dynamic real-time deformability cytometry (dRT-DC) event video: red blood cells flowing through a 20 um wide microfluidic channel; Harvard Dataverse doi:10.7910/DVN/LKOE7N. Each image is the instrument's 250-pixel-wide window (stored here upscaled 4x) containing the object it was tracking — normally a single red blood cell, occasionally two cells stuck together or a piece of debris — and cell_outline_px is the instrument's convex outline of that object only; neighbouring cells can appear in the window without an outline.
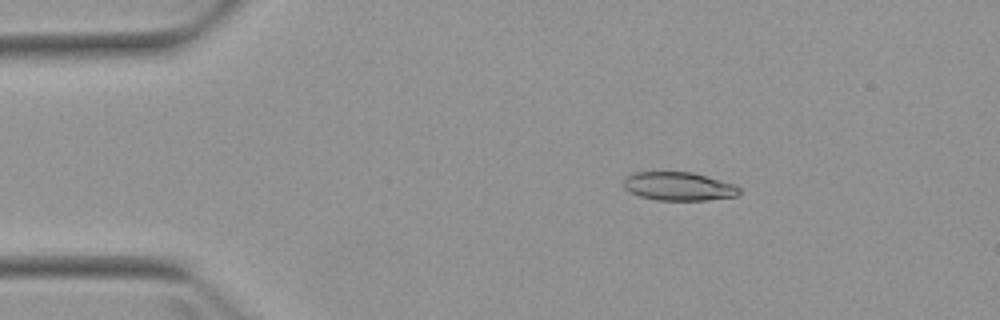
{"species": "Egyptian fruit bat (a non-hibernating species)", "species_latin": "Rousettus aegyptiacus", "temperature_condition": "warm", "stored_images_in_passage": 5, "camera_frame_rate_fps": 3000, "um_per_image_px": 0.085, "animal": {"sex": "female"}, "frame": {"image": 1, "passage_image": 2, "time_ms": 1.0, "image_size_px": [1000, 320], "cell_outline_px": [[740, 192], [736, 196], [708, 200], [656, 200], [640, 196], [628, 192], [624, 188], [624, 176], [632, 172], [692, 172], [720, 180], [732, 184], [740, 188]], "centroid_in_image_um": [57.63, 15.84], "position_along_channel_um": 27.4, "area_um2": 19.25}}
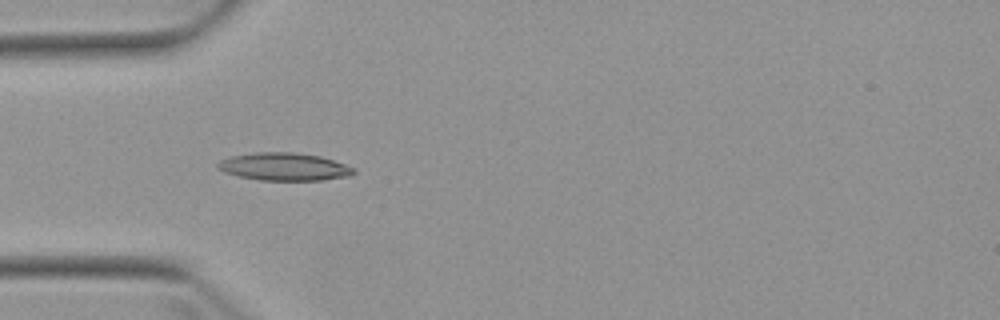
{"frame": {"image": 2, "passage_image": 4, "time_ms": 3.333, "image_size_px": [1000, 320], "cell_outline_px": [[356, 172], [348, 176], [320, 180], [260, 180], [240, 176], [224, 172], [216, 168], [216, 164], [220, 160], [232, 156], [256, 152], [292, 152], [320, 156], [356, 168]], "centroid_in_image_um": [24.14, 14.17], "position_along_channel_um": 60.9, "area_um2": 21.85}}
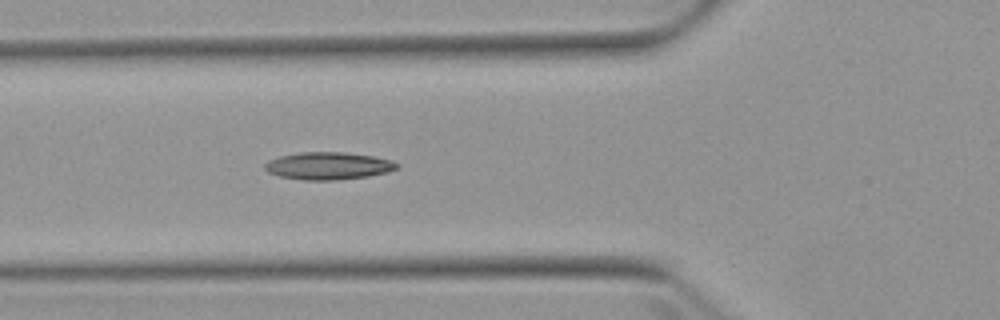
{"frame": {"image": 3, "passage_image": 5, "time_ms": 4.333, "image_size_px": [1000, 320], "cell_outline_px": [[400, 168], [388, 172], [368, 176], [336, 180], [304, 180], [280, 176], [268, 172], [264, 168], [264, 164], [268, 160], [280, 156], [300, 152], [344, 152], [372, 156], [392, 160], [400, 164]], "centroid_in_image_um": [27.93, 14.09], "position_along_channel_um": 97.9, "area_um2": 21.21}}